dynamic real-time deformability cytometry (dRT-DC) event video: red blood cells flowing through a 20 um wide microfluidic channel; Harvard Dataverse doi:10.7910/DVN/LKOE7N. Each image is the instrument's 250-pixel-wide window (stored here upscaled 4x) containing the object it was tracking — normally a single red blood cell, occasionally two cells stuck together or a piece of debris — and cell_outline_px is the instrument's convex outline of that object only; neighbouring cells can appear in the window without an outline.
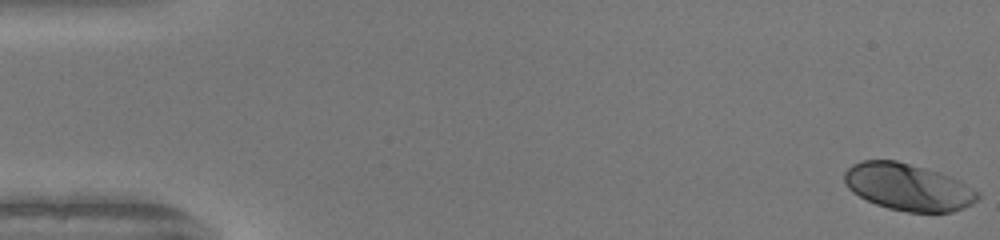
{"species": "human", "species_latin": "Homo sapiens", "temperature_condition": "warm", "stored_images_in_passage": 50, "camera_frame_rate_fps": 3000, "um_per_image_px": 0.085, "donor": {"sex": "female"}, "frame": {"image": 1, "passage_image": 1, "time_ms": 0.0, "image_size_px": [1000, 240], "cell_outline_px": [[980, 196], [972, 204], [964, 208], [952, 212], [908, 212], [888, 208], [876, 204], [852, 192], [848, 188], [844, 180], [844, 172], [852, 164], [864, 160], [896, 160], [940, 172], [980, 192]], "centroid_in_image_um": [77.17, 15.9], "position_along_channel_um": 7.8, "area_um2": 36.3}}
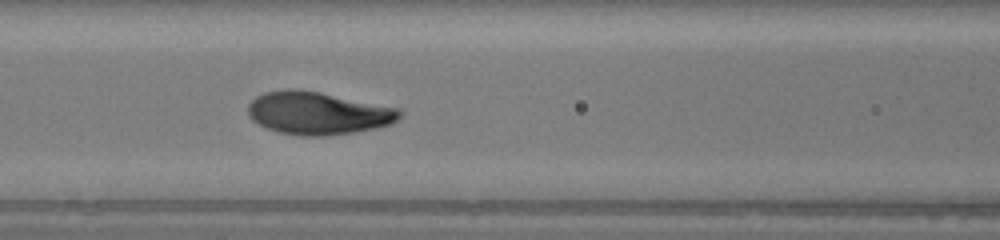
{"frame": {"image": 2, "passage_image": 22, "time_ms": 7.0, "image_size_px": [1000, 240], "cell_outline_px": [[404, 116], [392, 124], [376, 128], [352, 132], [324, 136], [304, 136], [280, 132], [268, 128], [252, 120], [248, 116], [248, 104], [256, 96], [264, 92], [284, 88], [296, 88], [320, 92], [400, 108], [404, 112]], "centroid_in_image_um": [27.06, 9.6], "position_along_channel_um": 139.5, "area_um2": 38.09}}
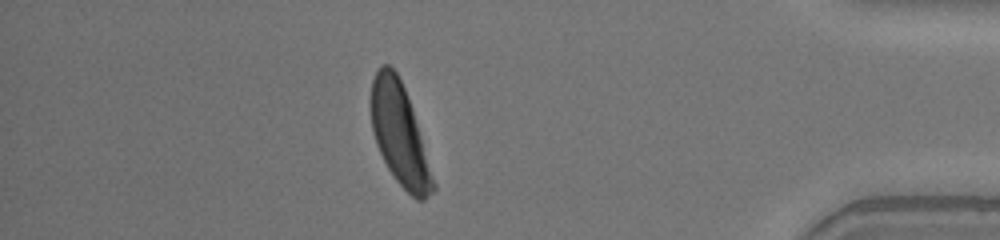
{"frame": {"image": 3, "passage_image": 44, "time_ms": 14.333, "image_size_px": [1000, 240], "cell_outline_px": [[436, 188], [424, 200], [416, 200], [396, 180], [388, 168], [376, 144], [372, 132], [368, 104], [368, 100], [372, 80], [376, 68], [380, 64], [388, 64], [396, 72], [404, 88], [412, 108], [436, 184]], "centroid_in_image_um": [33.91, 11.38], "position_along_channel_um": 401.3, "area_um2": 36.93}, "authors_computed_cell_mechanics": {"area_um2": 36.7319, "velocity_mm_per_s": 4.1437, "shape_relaxation_time_tau1_ms": 2.5721, "shape_relaxation_time_tau2_ms": null, "deformation_change_tau1": 0.1884, "deformation_change_tau2": null}}